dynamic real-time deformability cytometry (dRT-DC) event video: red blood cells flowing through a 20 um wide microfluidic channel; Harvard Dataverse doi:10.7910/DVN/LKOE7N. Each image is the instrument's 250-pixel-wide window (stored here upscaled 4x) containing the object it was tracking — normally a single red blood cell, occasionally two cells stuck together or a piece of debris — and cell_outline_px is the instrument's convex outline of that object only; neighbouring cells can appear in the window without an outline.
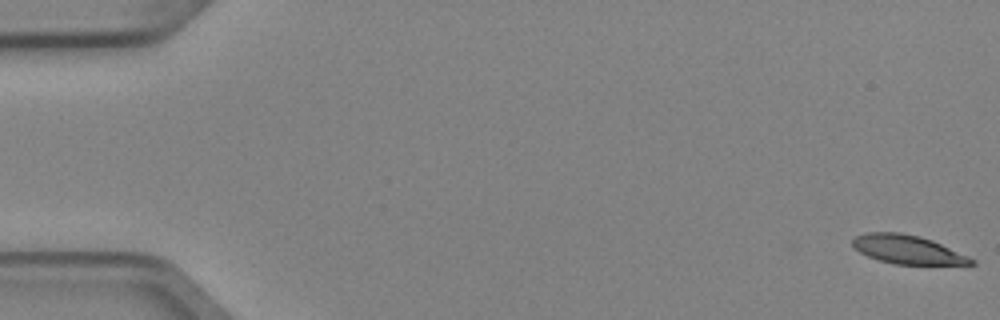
{"species": "Egyptian fruit bat (a non-hibernating species)", "species_latin": "Rousettus aegyptiacus", "temperature_condition": "cold", "stored_images_in_passage": 5, "camera_frame_rate_fps": 3000, "um_per_image_px": 0.085, "animal": {"sex": "female"}, "frame": {"image": 1, "passage_image": 1, "time_ms": 0.0, "image_size_px": [1000, 320], "cell_outline_px": [[976, 264], [896, 264], [880, 260], [868, 256], [860, 252], [852, 244], [852, 240], [856, 236], [864, 232], [900, 232], [920, 236], [932, 240], [968, 256], [976, 260]], "centroid_in_image_um": [77.13, 21.19], "position_along_channel_um": 7.9, "area_um2": 19.65}}
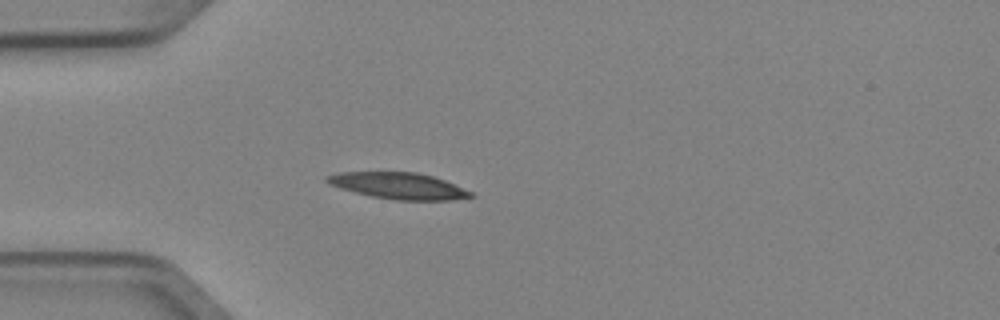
{"frame": {"image": 2, "passage_image": 5, "time_ms": 1.333, "image_size_px": [1000, 320], "cell_outline_px": [[476, 196], [452, 200], [396, 200], [372, 196], [356, 192], [332, 184], [324, 180], [324, 176], [340, 172], [416, 172], [432, 176], [444, 180], [472, 192]], "centroid_in_image_um": [33.91, 15.79], "position_along_channel_um": 51.1, "area_um2": 21.79}}